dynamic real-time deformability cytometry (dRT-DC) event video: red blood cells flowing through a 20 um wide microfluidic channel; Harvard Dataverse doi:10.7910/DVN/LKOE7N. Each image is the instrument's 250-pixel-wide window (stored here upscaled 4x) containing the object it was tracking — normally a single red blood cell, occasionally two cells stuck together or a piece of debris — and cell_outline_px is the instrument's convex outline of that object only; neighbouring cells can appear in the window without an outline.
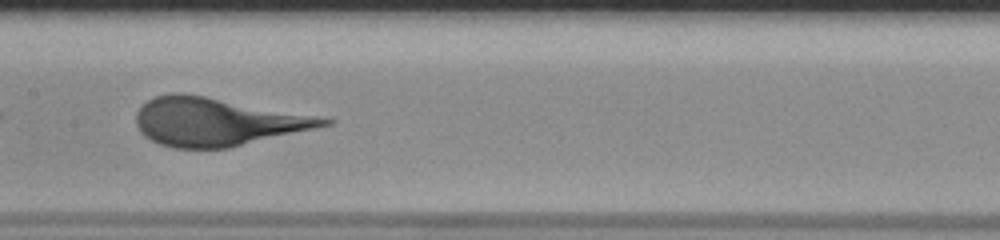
{"species": "human", "species_latin": "Homo sapiens", "temperature_condition": "room temperature", "stored_images_in_passage": 52, "camera_frame_rate_fps": 3000, "um_per_image_px": 0.085, "donor": {"sex": "male"}, "frame": {"image": 1, "passage_image": 27, "time_ms": 8.667, "image_size_px": [1000, 240], "cell_outline_px": [[336, 120], [332, 124], [228, 148], [172, 148], [160, 144], [144, 136], [140, 132], [136, 124], [136, 112], [148, 100], [156, 96], [172, 92], [180, 92], [204, 96], [316, 116]], "centroid_in_image_um": [18.38, 10.35], "position_along_channel_um": 189.0, "area_um2": 51.85}}
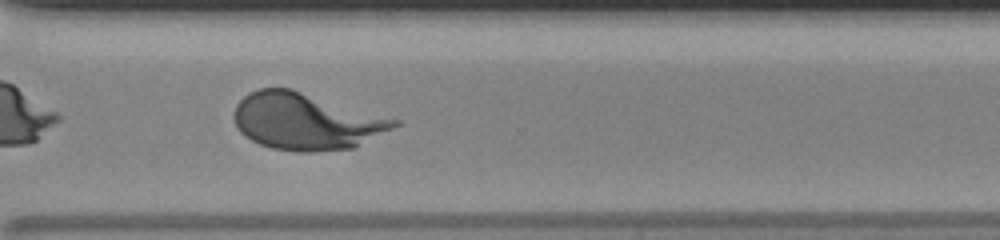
{"frame": {"image": 2, "passage_image": 39, "time_ms": 12.667, "image_size_px": [1000, 240], "cell_outline_px": [[400, 124], [352, 148], [316, 152], [300, 152], [272, 148], [260, 144], [252, 140], [240, 132], [232, 116], [236, 104], [248, 92], [260, 88], [292, 88], [400, 120]], "centroid_in_image_um": [25.98, 10.3], "position_along_channel_um": 344.6, "area_um2": 52.94}}
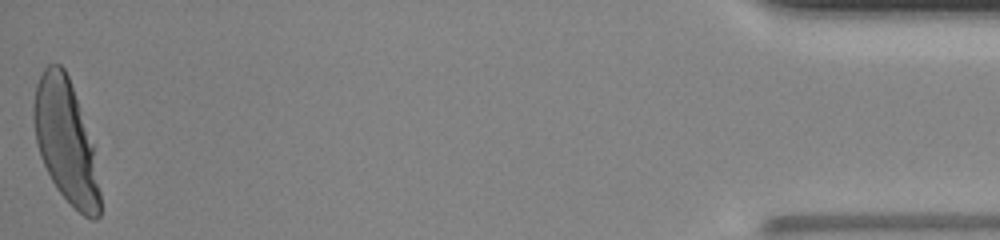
{"frame": {"image": 3, "passage_image": 52, "time_ms": 17.0, "image_size_px": [1000, 240], "cell_outline_px": [[100, 216], [96, 220], [92, 220], [84, 216], [56, 188], [40, 156], [36, 140], [32, 116], [32, 108], [36, 84], [44, 68], [48, 64], [60, 64], [64, 68], [68, 76], [92, 144], [100, 192]], "centroid_in_image_um": [5.56, 12.0], "position_along_channel_um": 429.6, "area_um2": 46.59}}